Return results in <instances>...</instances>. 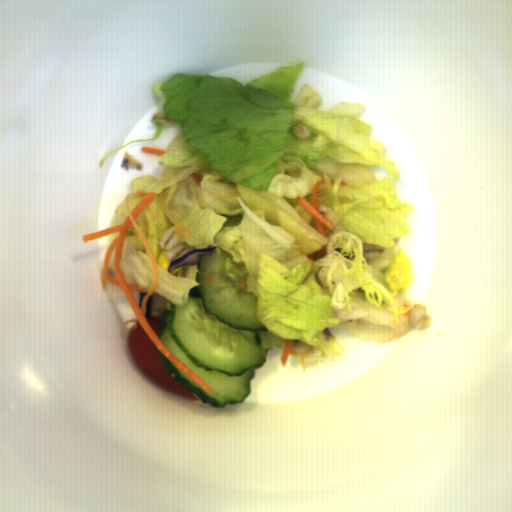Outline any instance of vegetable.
I'll list each match as a JSON object with an SVG mask.
<instances>
[{"label":"vegetable","mask_w":512,"mask_h":512,"mask_svg":"<svg viewBox=\"0 0 512 512\" xmlns=\"http://www.w3.org/2000/svg\"><path fill=\"white\" fill-rule=\"evenodd\" d=\"M150 121H151V123H155V134H154V136H153L152 138H150V139H142V140H132V141L128 142L127 144H125L124 146H122V147H120V148H118V149H115V150H113L112 152H110L109 154H107L106 156H104V157L99 161L98 165L102 168V166H103V162H104V161H105V160H106L110 155H112V154L116 153L117 151H119V150H121V149L125 148L126 146L130 145V144H131V143H133V142L154 141V140L158 139V138L161 136L162 132H163V129H162V122L153 121V119H152V120H150Z\"/></svg>","instance_id":"f7b5029e"},{"label":"vegetable","mask_w":512,"mask_h":512,"mask_svg":"<svg viewBox=\"0 0 512 512\" xmlns=\"http://www.w3.org/2000/svg\"><path fill=\"white\" fill-rule=\"evenodd\" d=\"M143 197H128V206L132 211L134 207L142 200Z\"/></svg>","instance_id":"f1789d4c"},{"label":"vegetable","mask_w":512,"mask_h":512,"mask_svg":"<svg viewBox=\"0 0 512 512\" xmlns=\"http://www.w3.org/2000/svg\"><path fill=\"white\" fill-rule=\"evenodd\" d=\"M134 231V236L125 237L122 243L120 270L126 283L149 292L153 282L151 260L140 235Z\"/></svg>","instance_id":"ea0f7189"},{"label":"vegetable","mask_w":512,"mask_h":512,"mask_svg":"<svg viewBox=\"0 0 512 512\" xmlns=\"http://www.w3.org/2000/svg\"><path fill=\"white\" fill-rule=\"evenodd\" d=\"M128 216L124 200L116 205L111 219V227L124 224Z\"/></svg>","instance_id":"96ceb2fe"},{"label":"vegetable","mask_w":512,"mask_h":512,"mask_svg":"<svg viewBox=\"0 0 512 512\" xmlns=\"http://www.w3.org/2000/svg\"><path fill=\"white\" fill-rule=\"evenodd\" d=\"M305 66H280L246 85L209 73L167 77L154 93L180 132L161 155V178L146 174L130 183L135 193H155L135 221L155 257V294L183 307L200 285L198 263L173 273L159 266L167 229L190 251L225 250L226 275L256 296L263 351L292 340L296 354H289L302 373L306 364L343 356L336 336L324 339L325 328L383 344L415 327L412 307L395 301L414 278L394 241L409 235L405 215L414 210L397 194L399 170L385 158L387 147L370 139L372 124L359 118L365 105L342 101L321 110L324 100L308 83L292 99ZM299 122L309 138L293 133ZM372 166L392 180L375 179ZM321 179L320 211L335 227L323 226L327 239L296 199L311 204ZM240 213L238 225L224 228L225 216ZM325 244V255L308 259Z\"/></svg>","instance_id":"add77e79"}]
</instances>
